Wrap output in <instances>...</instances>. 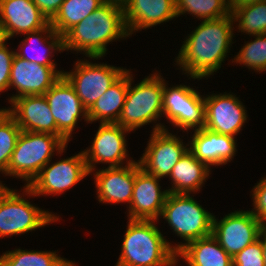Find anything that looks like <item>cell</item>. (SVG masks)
<instances>
[{"label":"cell","mask_w":266,"mask_h":266,"mask_svg":"<svg viewBox=\"0 0 266 266\" xmlns=\"http://www.w3.org/2000/svg\"><path fill=\"white\" fill-rule=\"evenodd\" d=\"M234 23L231 14L220 19L203 20L186 37L175 61L182 72L190 76L189 79L210 77L221 68L233 43Z\"/></svg>","instance_id":"1"},{"label":"cell","mask_w":266,"mask_h":266,"mask_svg":"<svg viewBox=\"0 0 266 266\" xmlns=\"http://www.w3.org/2000/svg\"><path fill=\"white\" fill-rule=\"evenodd\" d=\"M127 37L124 9L104 3L63 36L64 51L97 60L106 54L108 43Z\"/></svg>","instance_id":"2"},{"label":"cell","mask_w":266,"mask_h":266,"mask_svg":"<svg viewBox=\"0 0 266 266\" xmlns=\"http://www.w3.org/2000/svg\"><path fill=\"white\" fill-rule=\"evenodd\" d=\"M174 245L166 240L155 220H130L115 266H176Z\"/></svg>","instance_id":"3"},{"label":"cell","mask_w":266,"mask_h":266,"mask_svg":"<svg viewBox=\"0 0 266 266\" xmlns=\"http://www.w3.org/2000/svg\"><path fill=\"white\" fill-rule=\"evenodd\" d=\"M67 144L49 133L21 131L7 166V176L23 179L25 186L52 160L54 152H65Z\"/></svg>","instance_id":"4"},{"label":"cell","mask_w":266,"mask_h":266,"mask_svg":"<svg viewBox=\"0 0 266 266\" xmlns=\"http://www.w3.org/2000/svg\"><path fill=\"white\" fill-rule=\"evenodd\" d=\"M131 73L130 70L128 92L117 124L132 132L163 116L164 78L156 72L133 87Z\"/></svg>","instance_id":"5"},{"label":"cell","mask_w":266,"mask_h":266,"mask_svg":"<svg viewBox=\"0 0 266 266\" xmlns=\"http://www.w3.org/2000/svg\"><path fill=\"white\" fill-rule=\"evenodd\" d=\"M173 232L185 243L176 244L177 254L188 243L212 235L213 214L205 210L191 194L168 193L161 215Z\"/></svg>","instance_id":"6"},{"label":"cell","mask_w":266,"mask_h":266,"mask_svg":"<svg viewBox=\"0 0 266 266\" xmlns=\"http://www.w3.org/2000/svg\"><path fill=\"white\" fill-rule=\"evenodd\" d=\"M22 194L7 186L0 192V238L25 234L59 220V216L34 206Z\"/></svg>","instance_id":"7"},{"label":"cell","mask_w":266,"mask_h":266,"mask_svg":"<svg viewBox=\"0 0 266 266\" xmlns=\"http://www.w3.org/2000/svg\"><path fill=\"white\" fill-rule=\"evenodd\" d=\"M50 162L28 186L23 187L26 196L61 195L90 174L82 151L51 165Z\"/></svg>","instance_id":"8"},{"label":"cell","mask_w":266,"mask_h":266,"mask_svg":"<svg viewBox=\"0 0 266 266\" xmlns=\"http://www.w3.org/2000/svg\"><path fill=\"white\" fill-rule=\"evenodd\" d=\"M74 65L73 70L64 71L63 76L73 86L87 111L127 71L123 67L92 63L87 59H78Z\"/></svg>","instance_id":"9"},{"label":"cell","mask_w":266,"mask_h":266,"mask_svg":"<svg viewBox=\"0 0 266 266\" xmlns=\"http://www.w3.org/2000/svg\"><path fill=\"white\" fill-rule=\"evenodd\" d=\"M184 131L205 127V103L197 89L187 85L167 86L164 79L163 117Z\"/></svg>","instance_id":"10"},{"label":"cell","mask_w":266,"mask_h":266,"mask_svg":"<svg viewBox=\"0 0 266 266\" xmlns=\"http://www.w3.org/2000/svg\"><path fill=\"white\" fill-rule=\"evenodd\" d=\"M153 126L148 146L138 162L147 173L165 178L189 149V143L184 145L183 140L170 133L162 123Z\"/></svg>","instance_id":"11"},{"label":"cell","mask_w":266,"mask_h":266,"mask_svg":"<svg viewBox=\"0 0 266 266\" xmlns=\"http://www.w3.org/2000/svg\"><path fill=\"white\" fill-rule=\"evenodd\" d=\"M217 220L213 216L212 236L231 257L258 240L264 225L249 210L234 211Z\"/></svg>","instance_id":"12"},{"label":"cell","mask_w":266,"mask_h":266,"mask_svg":"<svg viewBox=\"0 0 266 266\" xmlns=\"http://www.w3.org/2000/svg\"><path fill=\"white\" fill-rule=\"evenodd\" d=\"M127 132L131 131L117 123H100L92 145L82 151L90 174L100 162L108 163V168H111L122 167L124 160L127 165L135 161L127 158L129 157L125 138Z\"/></svg>","instance_id":"13"},{"label":"cell","mask_w":266,"mask_h":266,"mask_svg":"<svg viewBox=\"0 0 266 266\" xmlns=\"http://www.w3.org/2000/svg\"><path fill=\"white\" fill-rule=\"evenodd\" d=\"M44 96L50 106L58 132L68 142L80 118H84V121L89 123L87 110L83 107L73 86L64 76H61Z\"/></svg>","instance_id":"14"},{"label":"cell","mask_w":266,"mask_h":266,"mask_svg":"<svg viewBox=\"0 0 266 266\" xmlns=\"http://www.w3.org/2000/svg\"><path fill=\"white\" fill-rule=\"evenodd\" d=\"M204 103V128L210 131L235 137L247 122L246 108L233 93L206 95Z\"/></svg>","instance_id":"15"},{"label":"cell","mask_w":266,"mask_h":266,"mask_svg":"<svg viewBox=\"0 0 266 266\" xmlns=\"http://www.w3.org/2000/svg\"><path fill=\"white\" fill-rule=\"evenodd\" d=\"M159 179L141 168L138 160L135 161V183L131 204L128 207L130 220H155L160 215L165 204L168 190H161Z\"/></svg>","instance_id":"16"},{"label":"cell","mask_w":266,"mask_h":266,"mask_svg":"<svg viewBox=\"0 0 266 266\" xmlns=\"http://www.w3.org/2000/svg\"><path fill=\"white\" fill-rule=\"evenodd\" d=\"M56 69L29 62L15 54L11 64L9 89L14 88L18 94L12 95L8 99L9 103L25 95H44L63 76L64 70Z\"/></svg>","instance_id":"17"},{"label":"cell","mask_w":266,"mask_h":266,"mask_svg":"<svg viewBox=\"0 0 266 266\" xmlns=\"http://www.w3.org/2000/svg\"><path fill=\"white\" fill-rule=\"evenodd\" d=\"M7 112L22 131L49 133L68 141L58 132L56 122L44 95H25L14 99Z\"/></svg>","instance_id":"18"},{"label":"cell","mask_w":266,"mask_h":266,"mask_svg":"<svg viewBox=\"0 0 266 266\" xmlns=\"http://www.w3.org/2000/svg\"><path fill=\"white\" fill-rule=\"evenodd\" d=\"M49 21L32 0H0V28L7 41L45 27Z\"/></svg>","instance_id":"19"},{"label":"cell","mask_w":266,"mask_h":266,"mask_svg":"<svg viewBox=\"0 0 266 266\" xmlns=\"http://www.w3.org/2000/svg\"><path fill=\"white\" fill-rule=\"evenodd\" d=\"M93 173L100 203L131 204L135 183V161L122 167H111Z\"/></svg>","instance_id":"20"},{"label":"cell","mask_w":266,"mask_h":266,"mask_svg":"<svg viewBox=\"0 0 266 266\" xmlns=\"http://www.w3.org/2000/svg\"><path fill=\"white\" fill-rule=\"evenodd\" d=\"M190 140L189 150L209 167L228 164L237 151L235 137L219 134L206 128L194 129Z\"/></svg>","instance_id":"21"},{"label":"cell","mask_w":266,"mask_h":266,"mask_svg":"<svg viewBox=\"0 0 266 266\" xmlns=\"http://www.w3.org/2000/svg\"><path fill=\"white\" fill-rule=\"evenodd\" d=\"M175 17V0H130L124 8V20L129 36L138 30L149 29Z\"/></svg>","instance_id":"22"},{"label":"cell","mask_w":266,"mask_h":266,"mask_svg":"<svg viewBox=\"0 0 266 266\" xmlns=\"http://www.w3.org/2000/svg\"><path fill=\"white\" fill-rule=\"evenodd\" d=\"M24 35H26L27 37H25V39H23L18 45V49L19 48L20 49L18 51L17 50L15 51V54L18 57L23 58L29 62H34L36 64H40L43 66H48V67L57 66L56 62L50 59V57H53L52 55L53 51L55 52L59 51L60 53L64 51V42H63V36L59 35L53 29L50 22L45 27L33 32L26 33ZM33 43L37 45H32ZM38 47L40 48L41 51H39ZM27 49L28 51L33 49L32 50L33 52L29 51L28 53ZM34 52L36 54H34Z\"/></svg>","instance_id":"23"},{"label":"cell","mask_w":266,"mask_h":266,"mask_svg":"<svg viewBox=\"0 0 266 266\" xmlns=\"http://www.w3.org/2000/svg\"><path fill=\"white\" fill-rule=\"evenodd\" d=\"M210 171V167L198 160L188 149L173 167L169 175L173 185L167 190L174 194L196 193L209 178Z\"/></svg>","instance_id":"24"},{"label":"cell","mask_w":266,"mask_h":266,"mask_svg":"<svg viewBox=\"0 0 266 266\" xmlns=\"http://www.w3.org/2000/svg\"><path fill=\"white\" fill-rule=\"evenodd\" d=\"M129 87V70H127L87 111L88 122L117 123Z\"/></svg>","instance_id":"25"},{"label":"cell","mask_w":266,"mask_h":266,"mask_svg":"<svg viewBox=\"0 0 266 266\" xmlns=\"http://www.w3.org/2000/svg\"><path fill=\"white\" fill-rule=\"evenodd\" d=\"M176 257L177 262L182 258L188 266H232V257L212 235L188 243Z\"/></svg>","instance_id":"26"},{"label":"cell","mask_w":266,"mask_h":266,"mask_svg":"<svg viewBox=\"0 0 266 266\" xmlns=\"http://www.w3.org/2000/svg\"><path fill=\"white\" fill-rule=\"evenodd\" d=\"M102 4L103 0H64L58 13L50 21L51 26L59 35L64 36Z\"/></svg>","instance_id":"27"},{"label":"cell","mask_w":266,"mask_h":266,"mask_svg":"<svg viewBox=\"0 0 266 266\" xmlns=\"http://www.w3.org/2000/svg\"><path fill=\"white\" fill-rule=\"evenodd\" d=\"M54 251L22 250L20 248L0 255V266H76Z\"/></svg>","instance_id":"28"},{"label":"cell","mask_w":266,"mask_h":266,"mask_svg":"<svg viewBox=\"0 0 266 266\" xmlns=\"http://www.w3.org/2000/svg\"><path fill=\"white\" fill-rule=\"evenodd\" d=\"M176 16L194 15L197 19L215 20L231 14L227 0H175Z\"/></svg>","instance_id":"29"},{"label":"cell","mask_w":266,"mask_h":266,"mask_svg":"<svg viewBox=\"0 0 266 266\" xmlns=\"http://www.w3.org/2000/svg\"><path fill=\"white\" fill-rule=\"evenodd\" d=\"M234 22L238 26V32H244L249 36L266 34V1H260L243 5L231 11Z\"/></svg>","instance_id":"30"},{"label":"cell","mask_w":266,"mask_h":266,"mask_svg":"<svg viewBox=\"0 0 266 266\" xmlns=\"http://www.w3.org/2000/svg\"><path fill=\"white\" fill-rule=\"evenodd\" d=\"M255 39L245 42L232 63H239L256 72L266 71V34L254 35Z\"/></svg>","instance_id":"31"},{"label":"cell","mask_w":266,"mask_h":266,"mask_svg":"<svg viewBox=\"0 0 266 266\" xmlns=\"http://www.w3.org/2000/svg\"><path fill=\"white\" fill-rule=\"evenodd\" d=\"M21 131L15 119L7 111L0 117V172L5 176Z\"/></svg>","instance_id":"32"},{"label":"cell","mask_w":266,"mask_h":266,"mask_svg":"<svg viewBox=\"0 0 266 266\" xmlns=\"http://www.w3.org/2000/svg\"><path fill=\"white\" fill-rule=\"evenodd\" d=\"M232 266H265L260 239L232 257Z\"/></svg>","instance_id":"33"},{"label":"cell","mask_w":266,"mask_h":266,"mask_svg":"<svg viewBox=\"0 0 266 266\" xmlns=\"http://www.w3.org/2000/svg\"><path fill=\"white\" fill-rule=\"evenodd\" d=\"M6 39L0 42V92L9 89V79L11 72V64L15 55V51L9 50Z\"/></svg>","instance_id":"34"},{"label":"cell","mask_w":266,"mask_h":266,"mask_svg":"<svg viewBox=\"0 0 266 266\" xmlns=\"http://www.w3.org/2000/svg\"><path fill=\"white\" fill-rule=\"evenodd\" d=\"M253 206L249 210L259 221L266 224V177L257 183L252 189Z\"/></svg>","instance_id":"35"},{"label":"cell","mask_w":266,"mask_h":266,"mask_svg":"<svg viewBox=\"0 0 266 266\" xmlns=\"http://www.w3.org/2000/svg\"><path fill=\"white\" fill-rule=\"evenodd\" d=\"M40 12L50 22L58 13L64 0H32Z\"/></svg>","instance_id":"36"},{"label":"cell","mask_w":266,"mask_h":266,"mask_svg":"<svg viewBox=\"0 0 266 266\" xmlns=\"http://www.w3.org/2000/svg\"><path fill=\"white\" fill-rule=\"evenodd\" d=\"M228 1V6L230 11H232L235 8H239L243 5L251 4V3H256L260 1H266V0H227Z\"/></svg>","instance_id":"37"},{"label":"cell","mask_w":266,"mask_h":266,"mask_svg":"<svg viewBox=\"0 0 266 266\" xmlns=\"http://www.w3.org/2000/svg\"><path fill=\"white\" fill-rule=\"evenodd\" d=\"M259 239H260L261 245H262L264 265L266 266V224H264L261 228V231L259 234Z\"/></svg>","instance_id":"38"},{"label":"cell","mask_w":266,"mask_h":266,"mask_svg":"<svg viewBox=\"0 0 266 266\" xmlns=\"http://www.w3.org/2000/svg\"><path fill=\"white\" fill-rule=\"evenodd\" d=\"M104 3L112 4L124 9L130 0H103Z\"/></svg>","instance_id":"39"},{"label":"cell","mask_w":266,"mask_h":266,"mask_svg":"<svg viewBox=\"0 0 266 266\" xmlns=\"http://www.w3.org/2000/svg\"><path fill=\"white\" fill-rule=\"evenodd\" d=\"M7 111V108H0V117Z\"/></svg>","instance_id":"40"},{"label":"cell","mask_w":266,"mask_h":266,"mask_svg":"<svg viewBox=\"0 0 266 266\" xmlns=\"http://www.w3.org/2000/svg\"><path fill=\"white\" fill-rule=\"evenodd\" d=\"M5 184L2 183V181H0V192L5 188Z\"/></svg>","instance_id":"41"},{"label":"cell","mask_w":266,"mask_h":266,"mask_svg":"<svg viewBox=\"0 0 266 266\" xmlns=\"http://www.w3.org/2000/svg\"><path fill=\"white\" fill-rule=\"evenodd\" d=\"M3 35H2V32H1V28H0V42L3 40Z\"/></svg>","instance_id":"42"}]
</instances>
